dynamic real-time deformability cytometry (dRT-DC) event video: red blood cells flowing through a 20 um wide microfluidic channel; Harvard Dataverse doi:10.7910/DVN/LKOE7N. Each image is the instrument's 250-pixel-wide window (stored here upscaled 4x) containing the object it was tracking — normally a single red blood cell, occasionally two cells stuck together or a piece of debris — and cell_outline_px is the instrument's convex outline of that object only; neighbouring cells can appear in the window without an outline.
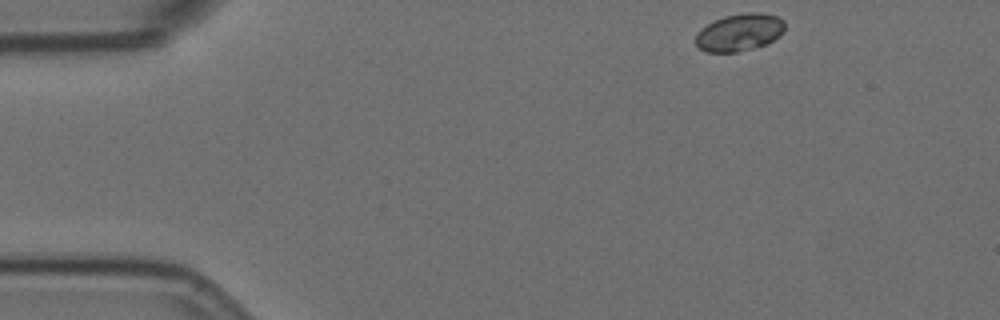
{"species": "Egyptian fruit bat (a non-hibernating species)", "species_latin": "Rousettus aegyptiacus", "temperature_condition": "room temperature", "stored_images_in_passage": 7, "camera_frame_rate_fps": 3000, "um_per_image_px": 0.085, "animal": {"sex": "female"}, "frame": {"image": 1, "passage_image": 1, "time_ms": 0.0, "image_size_px": [1000, 320], "cell_outline_px": [[784, 32], [780, 36], [768, 44], [736, 52], [704, 52], [696, 44], [696, 36], [708, 24], [724, 16], [744, 12], [760, 12], [776, 16], [784, 20]], "centroid_in_image_um": [62.9, 2.75], "position_along_channel_um": 22.1, "area_um2": 19.36}}
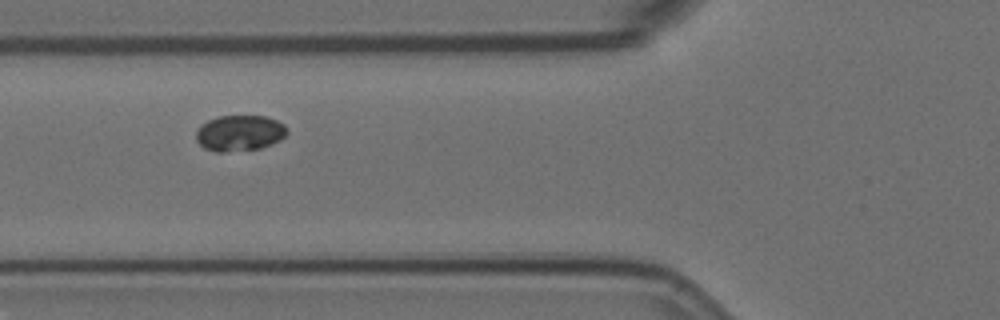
{"frame": {"image": 2, "passage_image": 5, "time_ms": 1.333, "image_size_px": [1000, 320], "cell_outline_px": [[288, 132], [280, 140], [260, 148], [224, 152], [216, 152], [204, 148], [196, 140], [196, 132], [200, 124], [216, 116], [264, 116], [276, 120], [284, 124], [288, 128]], "centroid_in_image_um": [20.35, 11.3], "position_along_channel_um": 105.5, "area_um2": 19.07}}
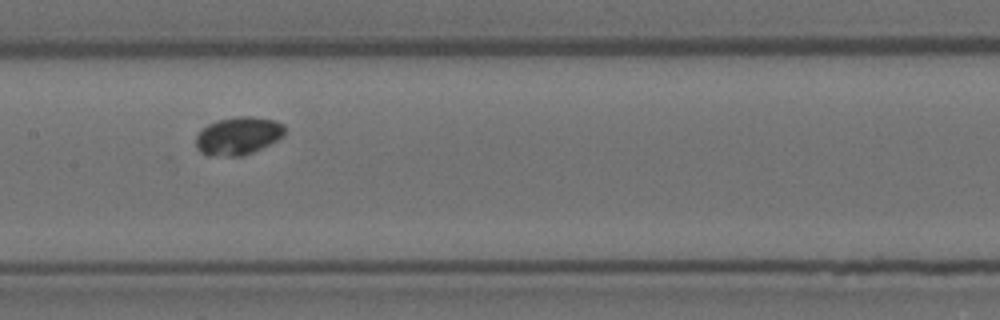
{"frame": {"image": 3, "passage_image": 7, "time_ms": 2.0, "image_size_px": [1000, 320], "cell_outline_px": [[284, 136], [244, 156], [208, 156], [200, 152], [196, 148], [196, 136], [208, 124], [216, 120], [240, 116], [252, 116], [276, 120], [284, 124]], "centroid_in_image_um": [20.24, 11.54], "position_along_channel_um": 187.2, "area_um2": 19.65}}